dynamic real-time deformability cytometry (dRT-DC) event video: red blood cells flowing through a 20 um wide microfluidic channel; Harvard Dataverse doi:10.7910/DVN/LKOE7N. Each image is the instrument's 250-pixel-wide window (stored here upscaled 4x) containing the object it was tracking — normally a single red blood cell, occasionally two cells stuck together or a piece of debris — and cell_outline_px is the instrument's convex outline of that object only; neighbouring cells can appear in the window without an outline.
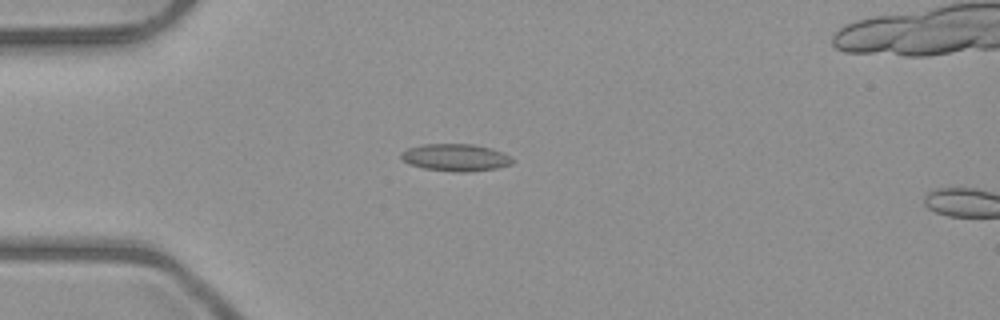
{"species": "common noctule bat (a hibernating species)", "species_latin": "Nyctalus noctula", "temperature_condition": "room temperature", "stored_images_in_passage": 6, "camera_frame_rate_fps": 3000, "um_per_image_px": 0.085, "animal": {"sex": "male", "body_mass_g": 23.1, "forearm_length_mm": 52.7}, "frame": {"image": 1, "passage_image": 6, "time_ms": 5.667, "image_size_px": [1000, 320], "cell_outline_px": [[516, 160], [512, 164], [496, 168], [468, 172], [452, 172], [424, 168], [408, 164], [400, 156], [400, 152], [408, 148], [424, 144], [472, 144], [488, 148], [500, 152]], "centroid_in_image_um": [38.69, 13.39], "position_along_channel_um": 46.3, "area_um2": 17.57}}